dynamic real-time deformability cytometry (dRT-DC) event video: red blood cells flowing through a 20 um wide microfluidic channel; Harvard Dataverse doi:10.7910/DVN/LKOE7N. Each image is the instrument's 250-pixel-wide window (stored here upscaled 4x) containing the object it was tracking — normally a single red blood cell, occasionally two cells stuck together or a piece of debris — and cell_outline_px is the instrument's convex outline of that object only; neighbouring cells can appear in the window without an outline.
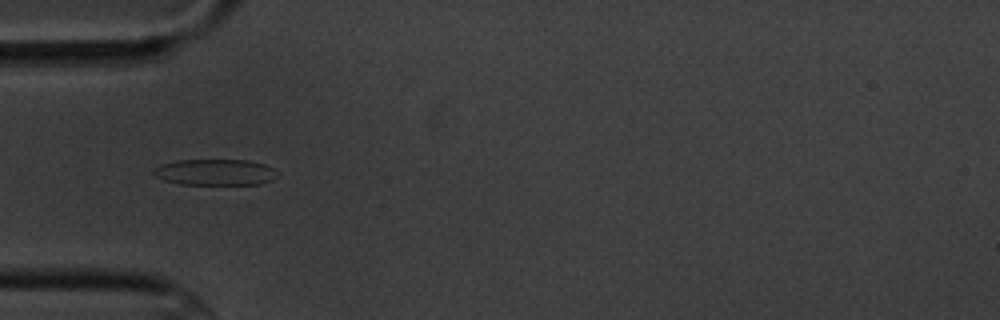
{"species": "common noctule bat (a hibernating species)", "species_latin": "Nyctalus noctula", "temperature_condition": "cold", "stored_images_in_passage": 13, "camera_frame_rate_fps": 3000, "um_per_image_px": 0.085, "animal": {"sex": "male", "body_mass_g": 20.1, "forearm_length_mm": 53.5}, "frame": {"image": 1, "passage_image": 5, "time_ms": 4.667, "image_size_px": [1000, 320], "cell_outline_px": [[280, 176], [272, 180], [260, 184], [180, 184], [164, 180], [156, 176], [152, 172], [152, 168], [160, 164], [176, 160], [248, 160], [264, 164], [280, 172]], "centroid_in_image_um": [18.31, 14.63], "position_along_channel_um": 66.7, "area_um2": 19.07}}
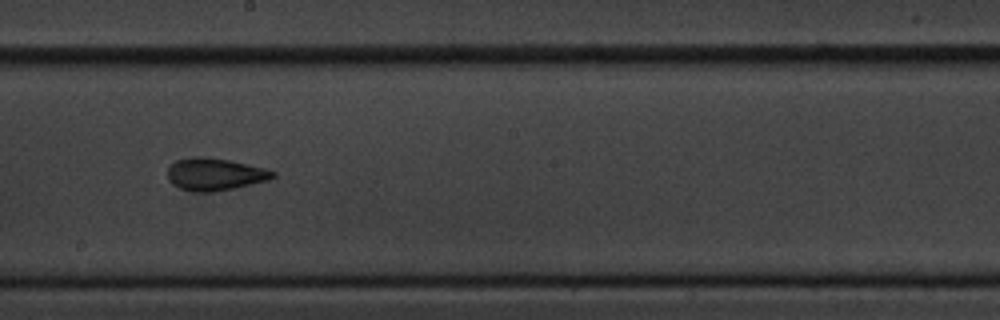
{"frame": {"image": 2, "passage_image": 9, "time_ms": 9.333, "image_size_px": [1000, 320], "cell_outline_px": [[276, 176], [268, 180], [232, 188], [212, 192], [192, 192], [180, 188], [172, 184], [168, 180], [168, 168], [176, 160], [196, 156], [228, 160], [248, 164], [264, 168], [276, 172]], "centroid_in_image_um": [18.24, 14.82], "position_along_channel_um": 230.0, "area_um2": 19.65}}
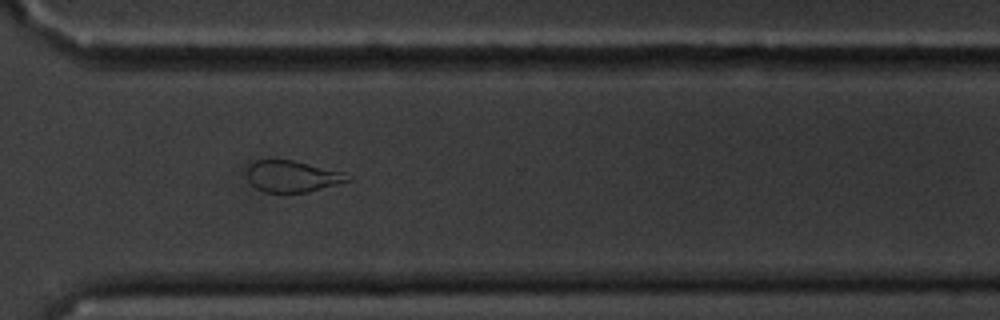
{"frame": {"image": 3, "passage_image": 12, "time_ms": 12.667, "image_size_px": [1000, 320], "cell_outline_px": [[352, 180], [308, 192], [264, 192], [256, 188], [248, 180], [248, 168], [256, 160], [292, 160], [344, 172], [352, 176]], "centroid_in_image_um": [24.89, 14.99], "position_along_channel_um": 345.7, "area_um2": 18.26}, "authors_computed_cell_mechanics": {"area_um2": 19.652, "velocity_mm_per_s": 3.4784, "shape_relaxation_time_tau1_ms": 2.4654, "shape_relaxation_time_tau2_ms": 2.7244, "deformation_change_tau1": 0.1089, "deformation_change_tau2": 0.1028}}